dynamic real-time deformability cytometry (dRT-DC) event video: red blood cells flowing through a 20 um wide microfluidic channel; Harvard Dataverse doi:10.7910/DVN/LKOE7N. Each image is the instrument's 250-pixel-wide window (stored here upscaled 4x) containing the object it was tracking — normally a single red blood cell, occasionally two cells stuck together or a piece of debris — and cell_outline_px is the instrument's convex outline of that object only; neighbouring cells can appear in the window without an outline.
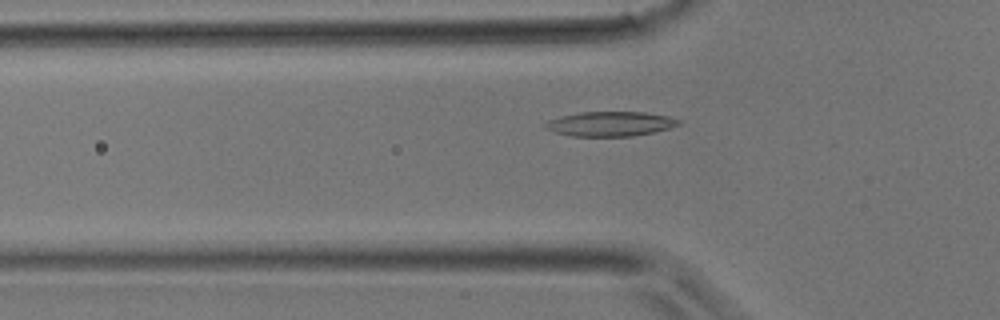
{"species": "common noctule bat (a hibernating species)", "species_latin": "Nyctalus noctula", "temperature_condition": "room temperature", "stored_images_in_passage": 34, "camera_frame_rate_fps": 3000, "um_per_image_px": 0.085, "animal": {"sex": "male", "body_mass_g": 17.9}, "frame": {"image": 1, "passage_image": 10, "time_ms": 3.0, "image_size_px": [1000, 320], "cell_outline_px": [[680, 124], [668, 128], [652, 132], [632, 136], [572, 136], [556, 132], [544, 128], [544, 124], [548, 120], [560, 116], [580, 112], [644, 112], [668, 116], [680, 120]], "centroid_in_image_um": [51.84, 10.52], "position_along_channel_um": 74.0, "area_um2": 19.02}}
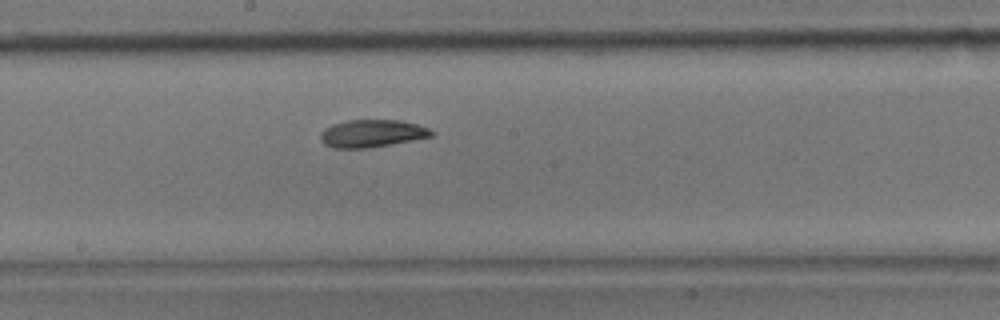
{"frame": {"image": 2, "passage_image": 18, "time_ms": 5.667, "image_size_px": [1000, 320], "cell_outline_px": [[432, 136], [412, 140], [368, 148], [332, 148], [324, 144], [320, 140], [320, 132], [324, 128], [332, 124], [348, 120], [400, 120], [416, 124], [428, 128], [432, 132]], "centroid_in_image_um": [31.55, 11.34], "position_along_channel_um": 216.7, "area_um2": 17.74}}
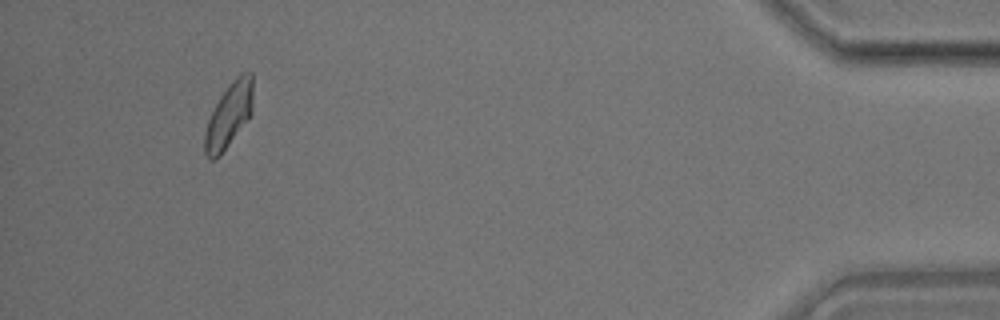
{"frame": {"image": 3, "passage_image": 33, "time_ms": 10.667, "image_size_px": [1000, 320], "cell_outline_px": [[252, 112], [248, 120], [220, 156], [216, 160], [208, 160], [204, 152], [204, 132], [208, 120], [220, 96], [228, 84], [236, 76], [244, 72], [252, 72]], "centroid_in_image_um": [19.44, 9.83], "position_along_channel_um": 415.8, "area_um2": 18.32}}